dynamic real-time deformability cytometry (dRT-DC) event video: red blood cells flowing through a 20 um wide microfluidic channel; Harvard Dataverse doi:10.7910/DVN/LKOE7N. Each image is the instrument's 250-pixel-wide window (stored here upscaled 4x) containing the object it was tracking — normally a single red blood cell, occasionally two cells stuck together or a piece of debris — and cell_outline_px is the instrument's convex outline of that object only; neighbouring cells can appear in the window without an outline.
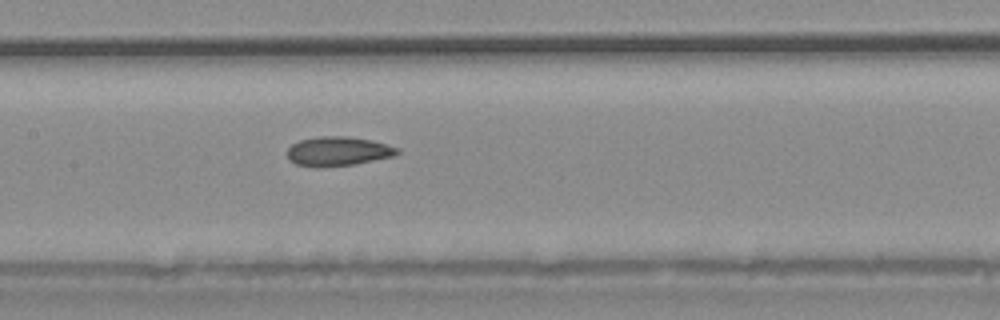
{"species": "common noctule bat (a hibernating species)", "species_latin": "Nyctalus noctula", "temperature_condition": "warm", "stored_images_in_passage": 29, "camera_frame_rate_fps": 3000, "um_per_image_px": 0.085, "animal": {"sex": "male", "body_mass_g": 20.4}, "frame": {"image": 1, "passage_image": 9, "time_ms": 2.667, "image_size_px": [1000, 320], "cell_outline_px": [[400, 152], [392, 156], [352, 164], [320, 168], [312, 168], [296, 164], [288, 160], [288, 148], [292, 144], [300, 140], [320, 136], [348, 136], [372, 140], [400, 148]], "centroid_in_image_um": [28.69, 12.86], "position_along_channel_um": 178.7, "area_um2": 18.84}}